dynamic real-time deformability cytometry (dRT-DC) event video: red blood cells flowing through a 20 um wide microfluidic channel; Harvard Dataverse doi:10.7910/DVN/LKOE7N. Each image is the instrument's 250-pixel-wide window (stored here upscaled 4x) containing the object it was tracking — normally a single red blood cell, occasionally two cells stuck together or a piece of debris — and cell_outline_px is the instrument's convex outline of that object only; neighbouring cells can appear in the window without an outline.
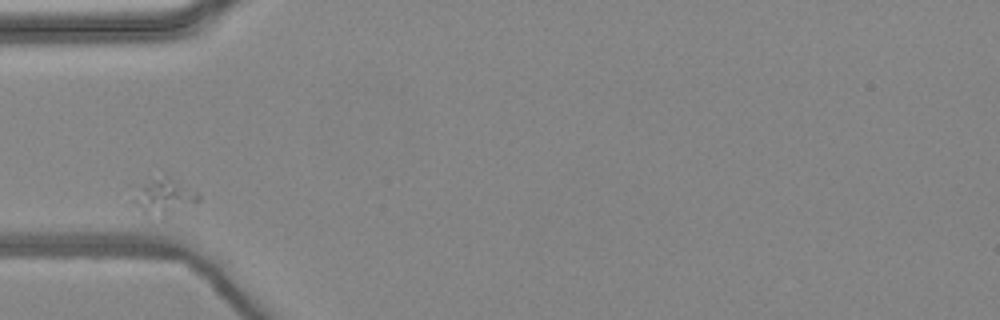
{"species": "common noctule bat (a hibernating species)", "species_latin": "Nyctalus noctula", "temperature_condition": "warm", "stored_images_in_passage": 2, "camera_frame_rate_fps": 3000, "um_per_image_px": 0.085, "animal": {"sex": "female", "body_mass_g": 24.6, "forearm_length_mm": 56.2}, "frame": {"image": 1, "passage_image": 1, "time_ms": 0.0, "image_size_px": [1000, 320], "cell_outline_px": [[200, 200], [164, 212], [148, 216], [140, 208], [136, 200], [144, 188], [152, 180], [168, 172], [196, 192], [200, 196]], "centroid_in_image_um": [14.07, 16.59], "position_along_channel_um": 70.9, "area_um2": 11.85}}